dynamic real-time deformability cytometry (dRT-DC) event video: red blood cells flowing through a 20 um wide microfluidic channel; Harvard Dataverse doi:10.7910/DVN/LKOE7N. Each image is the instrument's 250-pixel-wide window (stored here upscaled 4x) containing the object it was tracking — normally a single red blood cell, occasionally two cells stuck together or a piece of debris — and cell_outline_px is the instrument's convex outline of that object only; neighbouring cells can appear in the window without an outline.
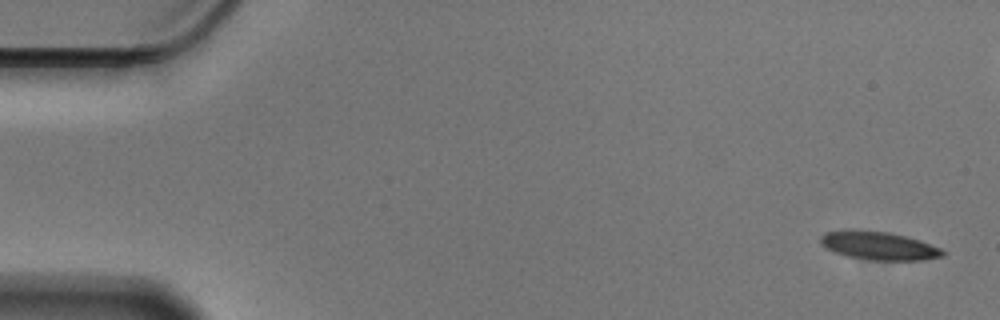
{"species": "Egyptian fruit bat (a non-hibernating species)", "species_latin": "Rousettus aegyptiacus", "temperature_condition": "cold", "stored_images_in_passage": 56, "camera_frame_rate_fps": 3000, "um_per_image_px": 0.085, "animal": {"sex": "male"}, "frame": {"image": 1, "passage_image": 1, "time_ms": 0.0, "image_size_px": [1000, 320], "cell_outline_px": [[948, 252], [944, 256], [920, 260], [868, 260], [848, 256], [836, 252], [820, 244], [820, 236], [824, 232], [888, 232], [920, 240], [940, 248]], "centroid_in_image_um": [74.78, 20.93], "position_along_channel_um": 10.2, "area_um2": 19.42}}
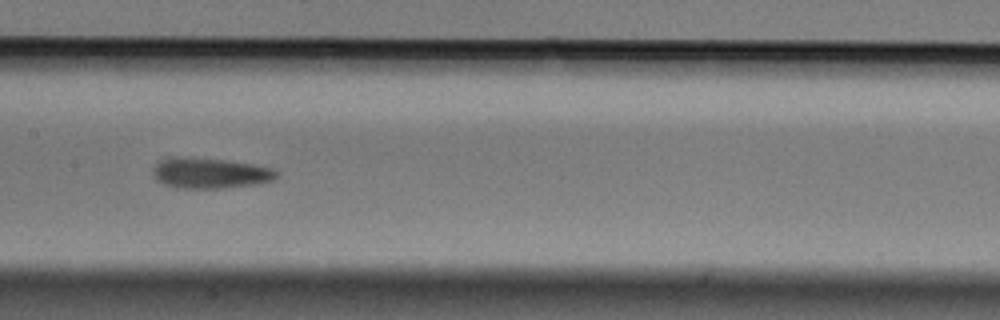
{"frame": {"image": 2, "passage_image": 27, "time_ms": 8.667, "image_size_px": [1000, 320], "cell_outline_px": [[280, 176], [272, 180], [256, 184], [220, 188], [176, 188], [164, 184], [156, 180], [152, 176], [152, 168], [160, 160], [172, 156], [176, 156], [224, 160], [252, 164], [272, 168], [280, 172]], "centroid_in_image_um": [17.83, 14.71], "position_along_channel_um": 189.6, "area_um2": 22.2}}
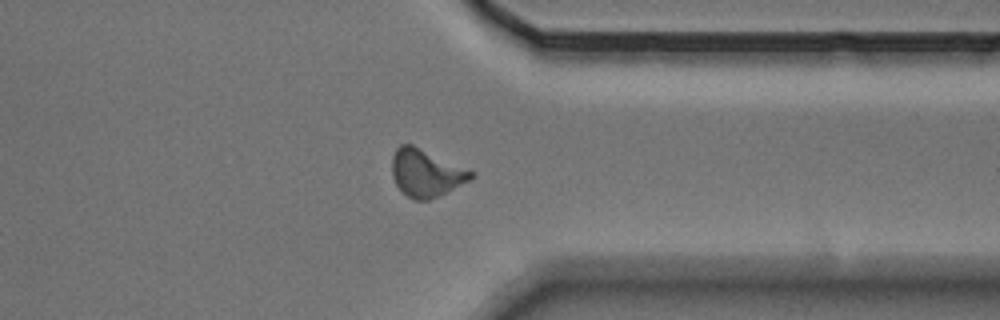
{"frame": {"image": 3, "passage_image": 43, "time_ms": 14.0, "image_size_px": [1000, 320], "cell_outline_px": [[476, 172], [468, 180], [428, 200], [416, 200], [408, 196], [396, 184], [392, 176], [392, 156], [396, 148], [400, 144], [412, 144]], "centroid_in_image_um": [36.17, 14.67], "position_along_channel_um": 375.2, "area_um2": 21.39}, "authors_computed_cell_mechanics": {"area_um2": 20.7791, "velocity_mm_per_s": 3.5408, "shape_relaxation_time_tau1_ms": 5.5789, "shape_relaxation_time_tau2_ms": 3.2854, "deformation_change_tau1": 0.1541, "deformation_change_tau2": 0.1171}}